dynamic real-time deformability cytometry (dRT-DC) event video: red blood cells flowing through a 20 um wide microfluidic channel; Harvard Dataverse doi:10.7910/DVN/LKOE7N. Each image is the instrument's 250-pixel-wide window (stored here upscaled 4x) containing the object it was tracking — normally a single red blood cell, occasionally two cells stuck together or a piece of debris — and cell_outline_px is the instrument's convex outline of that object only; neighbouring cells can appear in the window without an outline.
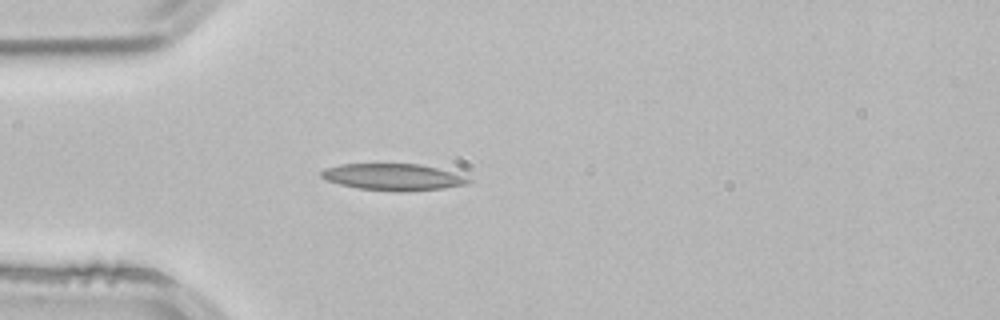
{"species": "common noctule bat (a hibernating species)", "species_latin": "Nyctalus noctula", "temperature_condition": "room temperature", "stored_images_in_passage": 3, "camera_frame_rate_fps": 3000, "um_per_image_px": 0.085, "animal": {"sex": "male", "body_mass_g": 21.5, "forearm_length_mm": 52.0}, "frame": {"image": 1, "passage_image": 3, "time_ms": 0.667, "image_size_px": [1000, 320], "cell_outline_px": [[472, 180], [468, 184], [444, 188], [360, 188], [340, 184], [328, 180], [320, 176], [320, 172], [324, 168], [340, 164], [420, 164], [436, 168]], "centroid_in_image_um": [33.31, 14.98], "position_along_channel_um": 51.7, "area_um2": 21.21}}